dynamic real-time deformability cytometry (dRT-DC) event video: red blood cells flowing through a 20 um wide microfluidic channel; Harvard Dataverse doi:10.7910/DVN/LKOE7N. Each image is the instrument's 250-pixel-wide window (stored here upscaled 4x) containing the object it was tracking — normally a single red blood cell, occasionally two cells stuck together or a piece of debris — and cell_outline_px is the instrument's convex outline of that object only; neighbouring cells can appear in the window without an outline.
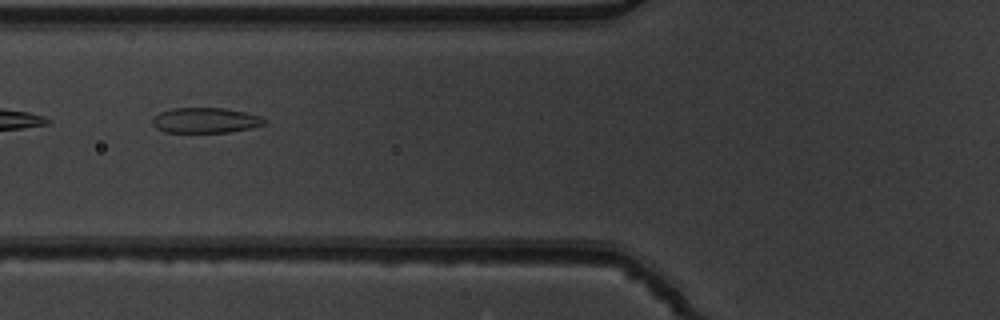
{"species": "common noctule bat (a hibernating species)", "species_latin": "Nyctalus noctula", "temperature_condition": "warm", "stored_images_in_passage": 7, "camera_frame_rate_fps": 3000, "um_per_image_px": 0.085, "animal": {"sex": "male", "body_mass_g": 19.5, "forearm_length_mm": 54.6}, "frame": {"image": 1, "passage_image": 5, "time_ms": 1.333, "image_size_px": [1000, 320], "cell_outline_px": [[264, 124], [248, 128], [228, 132], [164, 132], [156, 128], [152, 124], [152, 120], [160, 112], [172, 108], [224, 108], [244, 112], [260, 116], [264, 120]], "centroid_in_image_um": [17.41, 10.22], "position_along_channel_um": 108.4, "area_um2": 16.24}}
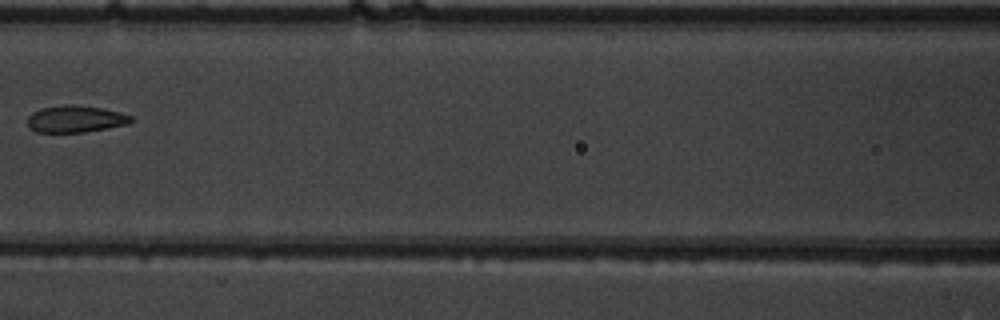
{"frame": {"image": 2, "passage_image": 6, "time_ms": 1.667, "image_size_px": [1000, 320], "cell_outline_px": [[132, 120], [128, 124], [108, 128], [84, 132], [36, 132], [28, 124], [28, 116], [32, 112], [40, 108], [64, 104], [76, 104], [100, 108], [120, 112], [132, 116]], "centroid_in_image_um": [6.41, 10.1], "position_along_channel_um": 160.2, "area_um2": 16.24}}
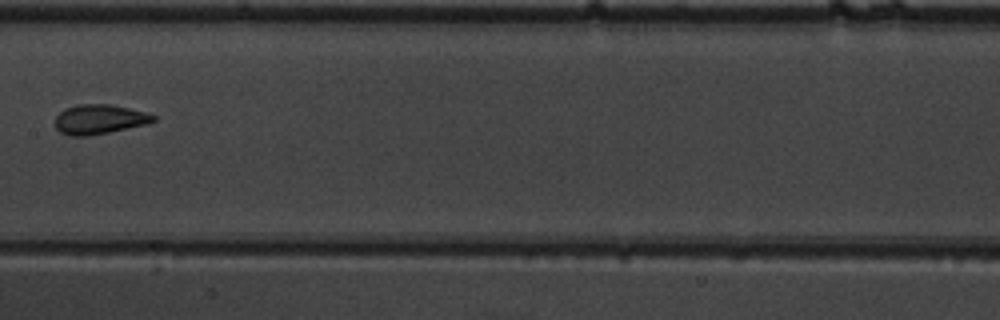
{"frame": {"image": 3, "passage_image": 7, "time_ms": 2.0, "image_size_px": [1000, 320], "cell_outline_px": [[156, 120], [148, 124], [88, 136], [72, 136], [60, 132], [56, 128], [56, 116], [64, 108], [80, 104], [108, 104], [128, 108], [144, 112], [156, 116]], "centroid_in_image_um": [8.44, 10.14], "position_along_channel_um": 199.0, "area_um2": 16.82}}